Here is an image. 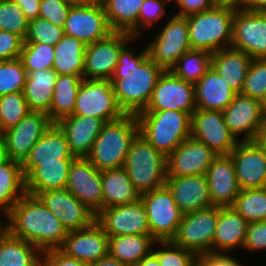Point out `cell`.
Listing matches in <instances>:
<instances>
[{"mask_svg":"<svg viewBox=\"0 0 266 266\" xmlns=\"http://www.w3.org/2000/svg\"><path fill=\"white\" fill-rule=\"evenodd\" d=\"M127 43L120 51L110 79L119 107L125 114L142 112L151 98L163 69L148 56V49L135 54Z\"/></svg>","mask_w":266,"mask_h":266,"instance_id":"obj_1","label":"cell"},{"mask_svg":"<svg viewBox=\"0 0 266 266\" xmlns=\"http://www.w3.org/2000/svg\"><path fill=\"white\" fill-rule=\"evenodd\" d=\"M7 231L35 245L41 252L59 249L67 231L37 196L25 194L6 215Z\"/></svg>","mask_w":266,"mask_h":266,"instance_id":"obj_2","label":"cell"},{"mask_svg":"<svg viewBox=\"0 0 266 266\" xmlns=\"http://www.w3.org/2000/svg\"><path fill=\"white\" fill-rule=\"evenodd\" d=\"M138 133L139 122L134 114L106 122L86 158L99 171L123 168L131 141Z\"/></svg>","mask_w":266,"mask_h":266,"instance_id":"obj_3","label":"cell"},{"mask_svg":"<svg viewBox=\"0 0 266 266\" xmlns=\"http://www.w3.org/2000/svg\"><path fill=\"white\" fill-rule=\"evenodd\" d=\"M136 116L139 132L166 157L191 136L192 116L184 111H142Z\"/></svg>","mask_w":266,"mask_h":266,"instance_id":"obj_4","label":"cell"},{"mask_svg":"<svg viewBox=\"0 0 266 266\" xmlns=\"http://www.w3.org/2000/svg\"><path fill=\"white\" fill-rule=\"evenodd\" d=\"M236 9L223 6L186 16L191 49L208 51L230 48Z\"/></svg>","mask_w":266,"mask_h":266,"instance_id":"obj_5","label":"cell"},{"mask_svg":"<svg viewBox=\"0 0 266 266\" xmlns=\"http://www.w3.org/2000/svg\"><path fill=\"white\" fill-rule=\"evenodd\" d=\"M167 157L156 150L139 132L131 141L126 157V170L134 188L140 193L165 186Z\"/></svg>","mask_w":266,"mask_h":266,"instance_id":"obj_6","label":"cell"},{"mask_svg":"<svg viewBox=\"0 0 266 266\" xmlns=\"http://www.w3.org/2000/svg\"><path fill=\"white\" fill-rule=\"evenodd\" d=\"M219 217V206L186 213L171 241L195 255L213 253V237Z\"/></svg>","mask_w":266,"mask_h":266,"instance_id":"obj_7","label":"cell"},{"mask_svg":"<svg viewBox=\"0 0 266 266\" xmlns=\"http://www.w3.org/2000/svg\"><path fill=\"white\" fill-rule=\"evenodd\" d=\"M148 219L151 236L156 241L171 240L178 229L183 214L177 207L173 195L165 185L140 194Z\"/></svg>","mask_w":266,"mask_h":266,"instance_id":"obj_8","label":"cell"},{"mask_svg":"<svg viewBox=\"0 0 266 266\" xmlns=\"http://www.w3.org/2000/svg\"><path fill=\"white\" fill-rule=\"evenodd\" d=\"M74 115L95 117L105 122L125 115L119 107L110 80L83 79L74 106Z\"/></svg>","mask_w":266,"mask_h":266,"instance_id":"obj_9","label":"cell"},{"mask_svg":"<svg viewBox=\"0 0 266 266\" xmlns=\"http://www.w3.org/2000/svg\"><path fill=\"white\" fill-rule=\"evenodd\" d=\"M146 47L154 63L164 71L170 70L191 49L186 17L173 15Z\"/></svg>","mask_w":266,"mask_h":266,"instance_id":"obj_10","label":"cell"},{"mask_svg":"<svg viewBox=\"0 0 266 266\" xmlns=\"http://www.w3.org/2000/svg\"><path fill=\"white\" fill-rule=\"evenodd\" d=\"M196 109L194 84L183 81L166 70L159 76L143 111H184L192 116Z\"/></svg>","mask_w":266,"mask_h":266,"instance_id":"obj_11","label":"cell"},{"mask_svg":"<svg viewBox=\"0 0 266 266\" xmlns=\"http://www.w3.org/2000/svg\"><path fill=\"white\" fill-rule=\"evenodd\" d=\"M135 39L125 32H113L107 38L86 46L84 79L110 80L118 64L121 49Z\"/></svg>","mask_w":266,"mask_h":266,"instance_id":"obj_12","label":"cell"},{"mask_svg":"<svg viewBox=\"0 0 266 266\" xmlns=\"http://www.w3.org/2000/svg\"><path fill=\"white\" fill-rule=\"evenodd\" d=\"M231 47L253 59L266 58V13L235 11Z\"/></svg>","mask_w":266,"mask_h":266,"instance_id":"obj_13","label":"cell"},{"mask_svg":"<svg viewBox=\"0 0 266 266\" xmlns=\"http://www.w3.org/2000/svg\"><path fill=\"white\" fill-rule=\"evenodd\" d=\"M95 221L109 237L151 235L146 209L141 199L102 209L96 215Z\"/></svg>","mask_w":266,"mask_h":266,"instance_id":"obj_14","label":"cell"},{"mask_svg":"<svg viewBox=\"0 0 266 266\" xmlns=\"http://www.w3.org/2000/svg\"><path fill=\"white\" fill-rule=\"evenodd\" d=\"M191 136L218 155H228L240 141L230 132L221 111L204 109L192 114Z\"/></svg>","mask_w":266,"mask_h":266,"instance_id":"obj_15","label":"cell"},{"mask_svg":"<svg viewBox=\"0 0 266 266\" xmlns=\"http://www.w3.org/2000/svg\"><path fill=\"white\" fill-rule=\"evenodd\" d=\"M52 124L47 113L30 111L17 125L6 130L4 140L9 159L22 164Z\"/></svg>","mask_w":266,"mask_h":266,"instance_id":"obj_16","label":"cell"},{"mask_svg":"<svg viewBox=\"0 0 266 266\" xmlns=\"http://www.w3.org/2000/svg\"><path fill=\"white\" fill-rule=\"evenodd\" d=\"M223 116L230 132L240 141H254L266 121L260 100L238 93L223 110Z\"/></svg>","mask_w":266,"mask_h":266,"instance_id":"obj_17","label":"cell"},{"mask_svg":"<svg viewBox=\"0 0 266 266\" xmlns=\"http://www.w3.org/2000/svg\"><path fill=\"white\" fill-rule=\"evenodd\" d=\"M37 197L67 232L87 228L95 221L96 215L66 188L43 191Z\"/></svg>","mask_w":266,"mask_h":266,"instance_id":"obj_18","label":"cell"},{"mask_svg":"<svg viewBox=\"0 0 266 266\" xmlns=\"http://www.w3.org/2000/svg\"><path fill=\"white\" fill-rule=\"evenodd\" d=\"M66 189L95 215L102 210L101 171L87 158L78 157L72 161Z\"/></svg>","mask_w":266,"mask_h":266,"instance_id":"obj_19","label":"cell"},{"mask_svg":"<svg viewBox=\"0 0 266 266\" xmlns=\"http://www.w3.org/2000/svg\"><path fill=\"white\" fill-rule=\"evenodd\" d=\"M218 156L203 142L190 136L167 156V177L205 175Z\"/></svg>","mask_w":266,"mask_h":266,"instance_id":"obj_20","label":"cell"},{"mask_svg":"<svg viewBox=\"0 0 266 266\" xmlns=\"http://www.w3.org/2000/svg\"><path fill=\"white\" fill-rule=\"evenodd\" d=\"M240 190L266 187V152L254 141H239L228 154Z\"/></svg>","mask_w":266,"mask_h":266,"instance_id":"obj_21","label":"cell"},{"mask_svg":"<svg viewBox=\"0 0 266 266\" xmlns=\"http://www.w3.org/2000/svg\"><path fill=\"white\" fill-rule=\"evenodd\" d=\"M63 29L65 35L73 36L86 45L113 33L103 6H72Z\"/></svg>","mask_w":266,"mask_h":266,"instance_id":"obj_22","label":"cell"},{"mask_svg":"<svg viewBox=\"0 0 266 266\" xmlns=\"http://www.w3.org/2000/svg\"><path fill=\"white\" fill-rule=\"evenodd\" d=\"M109 236L94 221L89 227L69 231L59 250L66 256L91 264L108 254Z\"/></svg>","mask_w":266,"mask_h":266,"instance_id":"obj_23","label":"cell"},{"mask_svg":"<svg viewBox=\"0 0 266 266\" xmlns=\"http://www.w3.org/2000/svg\"><path fill=\"white\" fill-rule=\"evenodd\" d=\"M165 185L183 215L214 206L206 175L167 177Z\"/></svg>","mask_w":266,"mask_h":266,"instance_id":"obj_24","label":"cell"},{"mask_svg":"<svg viewBox=\"0 0 266 266\" xmlns=\"http://www.w3.org/2000/svg\"><path fill=\"white\" fill-rule=\"evenodd\" d=\"M72 161L23 162L26 193L37 196L47 190L65 189Z\"/></svg>","mask_w":266,"mask_h":266,"instance_id":"obj_25","label":"cell"},{"mask_svg":"<svg viewBox=\"0 0 266 266\" xmlns=\"http://www.w3.org/2000/svg\"><path fill=\"white\" fill-rule=\"evenodd\" d=\"M209 194L214 206H231L240 193L235 166L229 155H219L206 172Z\"/></svg>","mask_w":266,"mask_h":266,"instance_id":"obj_26","label":"cell"},{"mask_svg":"<svg viewBox=\"0 0 266 266\" xmlns=\"http://www.w3.org/2000/svg\"><path fill=\"white\" fill-rule=\"evenodd\" d=\"M105 123L100 118L72 114L56 124L65 133L73 156L86 158Z\"/></svg>","mask_w":266,"mask_h":266,"instance_id":"obj_27","label":"cell"},{"mask_svg":"<svg viewBox=\"0 0 266 266\" xmlns=\"http://www.w3.org/2000/svg\"><path fill=\"white\" fill-rule=\"evenodd\" d=\"M196 108L221 111L233 101L237 94L219 73L211 66L201 79L194 84Z\"/></svg>","mask_w":266,"mask_h":266,"instance_id":"obj_28","label":"cell"},{"mask_svg":"<svg viewBox=\"0 0 266 266\" xmlns=\"http://www.w3.org/2000/svg\"><path fill=\"white\" fill-rule=\"evenodd\" d=\"M248 222L230 206H219V217L213 237V253H229L237 246L243 247Z\"/></svg>","mask_w":266,"mask_h":266,"instance_id":"obj_29","label":"cell"},{"mask_svg":"<svg viewBox=\"0 0 266 266\" xmlns=\"http://www.w3.org/2000/svg\"><path fill=\"white\" fill-rule=\"evenodd\" d=\"M252 59L242 51L225 48L212 54V67L237 94L242 92Z\"/></svg>","mask_w":266,"mask_h":266,"instance_id":"obj_30","label":"cell"},{"mask_svg":"<svg viewBox=\"0 0 266 266\" xmlns=\"http://www.w3.org/2000/svg\"><path fill=\"white\" fill-rule=\"evenodd\" d=\"M57 78L53 68L28 72L23 93L31 111H50Z\"/></svg>","mask_w":266,"mask_h":266,"instance_id":"obj_31","label":"cell"},{"mask_svg":"<svg viewBox=\"0 0 266 266\" xmlns=\"http://www.w3.org/2000/svg\"><path fill=\"white\" fill-rule=\"evenodd\" d=\"M102 209L132 203L140 199L124 168L101 171Z\"/></svg>","mask_w":266,"mask_h":266,"instance_id":"obj_32","label":"cell"},{"mask_svg":"<svg viewBox=\"0 0 266 266\" xmlns=\"http://www.w3.org/2000/svg\"><path fill=\"white\" fill-rule=\"evenodd\" d=\"M65 133L53 123L32 147L24 162H59L74 160Z\"/></svg>","mask_w":266,"mask_h":266,"instance_id":"obj_33","label":"cell"},{"mask_svg":"<svg viewBox=\"0 0 266 266\" xmlns=\"http://www.w3.org/2000/svg\"><path fill=\"white\" fill-rule=\"evenodd\" d=\"M155 241L151 235L109 237L108 254L126 266H135L152 252Z\"/></svg>","mask_w":266,"mask_h":266,"instance_id":"obj_34","label":"cell"},{"mask_svg":"<svg viewBox=\"0 0 266 266\" xmlns=\"http://www.w3.org/2000/svg\"><path fill=\"white\" fill-rule=\"evenodd\" d=\"M144 1L105 0L103 7L111 30L138 38V16Z\"/></svg>","mask_w":266,"mask_h":266,"instance_id":"obj_35","label":"cell"},{"mask_svg":"<svg viewBox=\"0 0 266 266\" xmlns=\"http://www.w3.org/2000/svg\"><path fill=\"white\" fill-rule=\"evenodd\" d=\"M86 44L64 35L54 46L53 69L58 75H83Z\"/></svg>","mask_w":266,"mask_h":266,"instance_id":"obj_36","label":"cell"},{"mask_svg":"<svg viewBox=\"0 0 266 266\" xmlns=\"http://www.w3.org/2000/svg\"><path fill=\"white\" fill-rule=\"evenodd\" d=\"M26 194L25 176L21 163L9 159L0 165V211L6 215Z\"/></svg>","mask_w":266,"mask_h":266,"instance_id":"obj_37","label":"cell"},{"mask_svg":"<svg viewBox=\"0 0 266 266\" xmlns=\"http://www.w3.org/2000/svg\"><path fill=\"white\" fill-rule=\"evenodd\" d=\"M42 252L6 231L0 237V266H40Z\"/></svg>","mask_w":266,"mask_h":266,"instance_id":"obj_38","label":"cell"},{"mask_svg":"<svg viewBox=\"0 0 266 266\" xmlns=\"http://www.w3.org/2000/svg\"><path fill=\"white\" fill-rule=\"evenodd\" d=\"M83 75H58L54 85L53 100L47 113L53 123L72 115Z\"/></svg>","mask_w":266,"mask_h":266,"instance_id":"obj_39","label":"cell"},{"mask_svg":"<svg viewBox=\"0 0 266 266\" xmlns=\"http://www.w3.org/2000/svg\"><path fill=\"white\" fill-rule=\"evenodd\" d=\"M212 54L208 51L190 49L183 54L170 71L183 81L196 84L211 68Z\"/></svg>","mask_w":266,"mask_h":266,"instance_id":"obj_40","label":"cell"},{"mask_svg":"<svg viewBox=\"0 0 266 266\" xmlns=\"http://www.w3.org/2000/svg\"><path fill=\"white\" fill-rule=\"evenodd\" d=\"M248 223L266 220V187L240 190L230 206Z\"/></svg>","mask_w":266,"mask_h":266,"instance_id":"obj_41","label":"cell"},{"mask_svg":"<svg viewBox=\"0 0 266 266\" xmlns=\"http://www.w3.org/2000/svg\"><path fill=\"white\" fill-rule=\"evenodd\" d=\"M19 58L27 73L53 68L54 46L37 42H24Z\"/></svg>","mask_w":266,"mask_h":266,"instance_id":"obj_42","label":"cell"},{"mask_svg":"<svg viewBox=\"0 0 266 266\" xmlns=\"http://www.w3.org/2000/svg\"><path fill=\"white\" fill-rule=\"evenodd\" d=\"M27 74L20 58L0 61V96L23 92Z\"/></svg>","mask_w":266,"mask_h":266,"instance_id":"obj_43","label":"cell"},{"mask_svg":"<svg viewBox=\"0 0 266 266\" xmlns=\"http://www.w3.org/2000/svg\"><path fill=\"white\" fill-rule=\"evenodd\" d=\"M30 111L23 92L0 96V119L5 130L17 125Z\"/></svg>","mask_w":266,"mask_h":266,"instance_id":"obj_44","label":"cell"},{"mask_svg":"<svg viewBox=\"0 0 266 266\" xmlns=\"http://www.w3.org/2000/svg\"><path fill=\"white\" fill-rule=\"evenodd\" d=\"M29 21L13 0L0 1V30L26 38Z\"/></svg>","mask_w":266,"mask_h":266,"instance_id":"obj_45","label":"cell"},{"mask_svg":"<svg viewBox=\"0 0 266 266\" xmlns=\"http://www.w3.org/2000/svg\"><path fill=\"white\" fill-rule=\"evenodd\" d=\"M155 243L161 244L162 249H152L161 266H194L196 255L193 252L174 244L171 240Z\"/></svg>","mask_w":266,"mask_h":266,"instance_id":"obj_46","label":"cell"},{"mask_svg":"<svg viewBox=\"0 0 266 266\" xmlns=\"http://www.w3.org/2000/svg\"><path fill=\"white\" fill-rule=\"evenodd\" d=\"M64 29L49 20L36 18L29 21L28 32L24 42H37L55 46L64 36Z\"/></svg>","mask_w":266,"mask_h":266,"instance_id":"obj_47","label":"cell"},{"mask_svg":"<svg viewBox=\"0 0 266 266\" xmlns=\"http://www.w3.org/2000/svg\"><path fill=\"white\" fill-rule=\"evenodd\" d=\"M242 95L262 100L266 95V58L252 59Z\"/></svg>","mask_w":266,"mask_h":266,"instance_id":"obj_48","label":"cell"},{"mask_svg":"<svg viewBox=\"0 0 266 266\" xmlns=\"http://www.w3.org/2000/svg\"><path fill=\"white\" fill-rule=\"evenodd\" d=\"M71 7L66 0H41L39 17L64 28Z\"/></svg>","mask_w":266,"mask_h":266,"instance_id":"obj_49","label":"cell"},{"mask_svg":"<svg viewBox=\"0 0 266 266\" xmlns=\"http://www.w3.org/2000/svg\"><path fill=\"white\" fill-rule=\"evenodd\" d=\"M166 1L172 2V0H145L143 2L138 16V36H140L141 28H152V25L164 16Z\"/></svg>","mask_w":266,"mask_h":266,"instance_id":"obj_50","label":"cell"},{"mask_svg":"<svg viewBox=\"0 0 266 266\" xmlns=\"http://www.w3.org/2000/svg\"><path fill=\"white\" fill-rule=\"evenodd\" d=\"M243 248L251 252L266 250V220L248 224Z\"/></svg>","mask_w":266,"mask_h":266,"instance_id":"obj_51","label":"cell"},{"mask_svg":"<svg viewBox=\"0 0 266 266\" xmlns=\"http://www.w3.org/2000/svg\"><path fill=\"white\" fill-rule=\"evenodd\" d=\"M23 43L21 36L0 30V61L19 58Z\"/></svg>","mask_w":266,"mask_h":266,"instance_id":"obj_52","label":"cell"},{"mask_svg":"<svg viewBox=\"0 0 266 266\" xmlns=\"http://www.w3.org/2000/svg\"><path fill=\"white\" fill-rule=\"evenodd\" d=\"M40 266H89V264L68 257L59 249H52L42 252Z\"/></svg>","mask_w":266,"mask_h":266,"instance_id":"obj_53","label":"cell"},{"mask_svg":"<svg viewBox=\"0 0 266 266\" xmlns=\"http://www.w3.org/2000/svg\"><path fill=\"white\" fill-rule=\"evenodd\" d=\"M194 266H243V264L228 254L209 252L196 255Z\"/></svg>","mask_w":266,"mask_h":266,"instance_id":"obj_54","label":"cell"},{"mask_svg":"<svg viewBox=\"0 0 266 266\" xmlns=\"http://www.w3.org/2000/svg\"><path fill=\"white\" fill-rule=\"evenodd\" d=\"M179 7L178 16H189L214 8L216 5L213 0H172Z\"/></svg>","mask_w":266,"mask_h":266,"instance_id":"obj_55","label":"cell"},{"mask_svg":"<svg viewBox=\"0 0 266 266\" xmlns=\"http://www.w3.org/2000/svg\"><path fill=\"white\" fill-rule=\"evenodd\" d=\"M18 4L28 21L39 17L41 0H13Z\"/></svg>","mask_w":266,"mask_h":266,"instance_id":"obj_56","label":"cell"},{"mask_svg":"<svg viewBox=\"0 0 266 266\" xmlns=\"http://www.w3.org/2000/svg\"><path fill=\"white\" fill-rule=\"evenodd\" d=\"M216 6L230 7L236 10L245 9L248 0H213Z\"/></svg>","mask_w":266,"mask_h":266,"instance_id":"obj_57","label":"cell"},{"mask_svg":"<svg viewBox=\"0 0 266 266\" xmlns=\"http://www.w3.org/2000/svg\"><path fill=\"white\" fill-rule=\"evenodd\" d=\"M89 266H126V265L118 261L111 255L107 254L103 258H100L98 261L89 264Z\"/></svg>","mask_w":266,"mask_h":266,"instance_id":"obj_58","label":"cell"},{"mask_svg":"<svg viewBox=\"0 0 266 266\" xmlns=\"http://www.w3.org/2000/svg\"><path fill=\"white\" fill-rule=\"evenodd\" d=\"M246 9L266 13V0H248Z\"/></svg>","mask_w":266,"mask_h":266,"instance_id":"obj_59","label":"cell"},{"mask_svg":"<svg viewBox=\"0 0 266 266\" xmlns=\"http://www.w3.org/2000/svg\"><path fill=\"white\" fill-rule=\"evenodd\" d=\"M72 6H103L105 0H66Z\"/></svg>","mask_w":266,"mask_h":266,"instance_id":"obj_60","label":"cell"},{"mask_svg":"<svg viewBox=\"0 0 266 266\" xmlns=\"http://www.w3.org/2000/svg\"><path fill=\"white\" fill-rule=\"evenodd\" d=\"M135 266H161L158 258L151 252L147 257H144Z\"/></svg>","mask_w":266,"mask_h":266,"instance_id":"obj_61","label":"cell"},{"mask_svg":"<svg viewBox=\"0 0 266 266\" xmlns=\"http://www.w3.org/2000/svg\"><path fill=\"white\" fill-rule=\"evenodd\" d=\"M255 141L266 152V121L263 127L260 129Z\"/></svg>","mask_w":266,"mask_h":266,"instance_id":"obj_62","label":"cell"},{"mask_svg":"<svg viewBox=\"0 0 266 266\" xmlns=\"http://www.w3.org/2000/svg\"><path fill=\"white\" fill-rule=\"evenodd\" d=\"M9 160V156L6 150L5 140L4 138H0V165L7 162Z\"/></svg>","mask_w":266,"mask_h":266,"instance_id":"obj_63","label":"cell"},{"mask_svg":"<svg viewBox=\"0 0 266 266\" xmlns=\"http://www.w3.org/2000/svg\"><path fill=\"white\" fill-rule=\"evenodd\" d=\"M1 220H0V237L7 231V227L6 224H1Z\"/></svg>","mask_w":266,"mask_h":266,"instance_id":"obj_64","label":"cell"},{"mask_svg":"<svg viewBox=\"0 0 266 266\" xmlns=\"http://www.w3.org/2000/svg\"><path fill=\"white\" fill-rule=\"evenodd\" d=\"M261 104H262V109L264 114L266 115V95L264 96V98L261 100Z\"/></svg>","mask_w":266,"mask_h":266,"instance_id":"obj_65","label":"cell"},{"mask_svg":"<svg viewBox=\"0 0 266 266\" xmlns=\"http://www.w3.org/2000/svg\"><path fill=\"white\" fill-rule=\"evenodd\" d=\"M5 129L2 125V122H1V119H0V138H4V135H5Z\"/></svg>","mask_w":266,"mask_h":266,"instance_id":"obj_66","label":"cell"}]
</instances>
